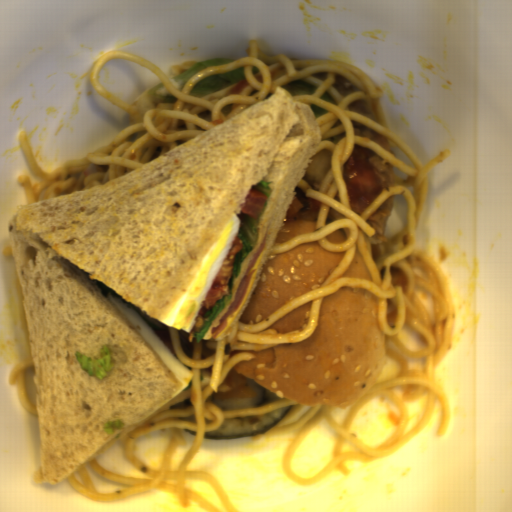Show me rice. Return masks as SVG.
Here are the masks:
<instances>
[{"label":"rice","mask_w":512,"mask_h":512,"mask_svg":"<svg viewBox=\"0 0 512 512\" xmlns=\"http://www.w3.org/2000/svg\"><path fill=\"white\" fill-rule=\"evenodd\" d=\"M289 407L290 404L256 416L223 418L219 430L205 434L216 437L231 434H253L273 425L289 410Z\"/></svg>","instance_id":"obj_1"},{"label":"rice","mask_w":512,"mask_h":512,"mask_svg":"<svg viewBox=\"0 0 512 512\" xmlns=\"http://www.w3.org/2000/svg\"><path fill=\"white\" fill-rule=\"evenodd\" d=\"M242 381L254 388L255 396L243 399L214 400L215 405L223 411L259 409L286 396L240 373Z\"/></svg>","instance_id":"obj_2"}]
</instances>
